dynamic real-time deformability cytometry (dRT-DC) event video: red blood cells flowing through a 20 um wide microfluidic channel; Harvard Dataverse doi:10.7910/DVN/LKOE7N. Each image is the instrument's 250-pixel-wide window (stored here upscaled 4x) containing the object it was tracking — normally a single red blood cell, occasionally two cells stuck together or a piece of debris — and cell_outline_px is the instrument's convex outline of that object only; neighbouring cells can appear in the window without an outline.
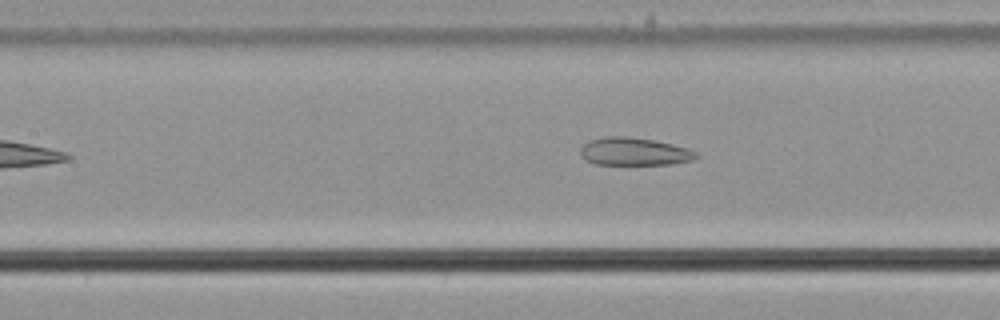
{"species": "common noctule bat (a hibernating species)", "species_latin": "Nyctalus noctula", "temperature_condition": "cold", "stored_images_in_passage": 43, "camera_frame_rate_fps": 3000, "um_per_image_px": 0.085, "animal": {"sex": "male", "body_mass_g": 21.5, "forearm_length_mm": 52.0}, "frame": {"image": 1, "passage_image": 16, "time_ms": 5.0, "image_size_px": [1000, 320], "cell_outline_px": [[700, 156], [692, 160], [672, 164], [592, 164], [584, 160], [580, 156], [580, 148], [588, 140], [604, 136], [628, 136], [652, 140], [672, 144], [688, 148], [696, 152]], "centroid_in_image_um": [53.86, 12.88], "position_along_channel_um": 153.5, "area_um2": 18.96}}
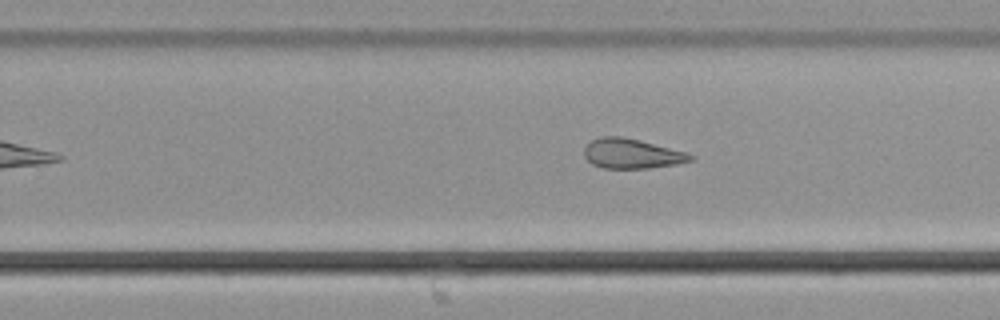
{"frame": {"image": 2, "passage_image": 26, "time_ms": 8.333, "image_size_px": [1000, 320], "cell_outline_px": [[696, 160], [676, 164], [648, 168], [604, 168], [592, 164], [584, 156], [584, 148], [592, 140], [600, 136], [620, 136], [640, 140], [688, 152], [696, 156]], "centroid_in_image_um": [53.75, 13.06], "position_along_channel_um": 276.0, "area_um2": 18.61}}
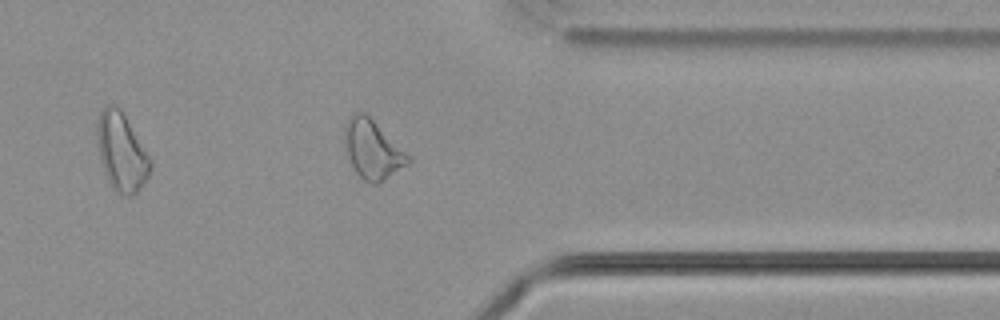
{"frame": {"image": 3, "passage_image": 35, "time_ms": 11.333, "image_size_px": [1000, 320], "cell_outline_px": [[412, 160], [408, 164], [380, 184], [372, 184], [364, 180], [356, 172], [344, 152], [344, 124], [348, 116], [352, 112], [364, 112]], "centroid_in_image_um": [31.59, 12.72], "position_along_channel_um": 379.8, "area_um2": 21.62}, "authors_computed_cell_mechanics": {"area_um2": 20.9814, "velocity_mm_per_s": 3.6928, "shape_relaxation_time_tau1_ms": null, "shape_relaxation_time_tau2_ms": 3.3251, "deformation_change_tau1": null, "deformation_change_tau2": 0.1315}}